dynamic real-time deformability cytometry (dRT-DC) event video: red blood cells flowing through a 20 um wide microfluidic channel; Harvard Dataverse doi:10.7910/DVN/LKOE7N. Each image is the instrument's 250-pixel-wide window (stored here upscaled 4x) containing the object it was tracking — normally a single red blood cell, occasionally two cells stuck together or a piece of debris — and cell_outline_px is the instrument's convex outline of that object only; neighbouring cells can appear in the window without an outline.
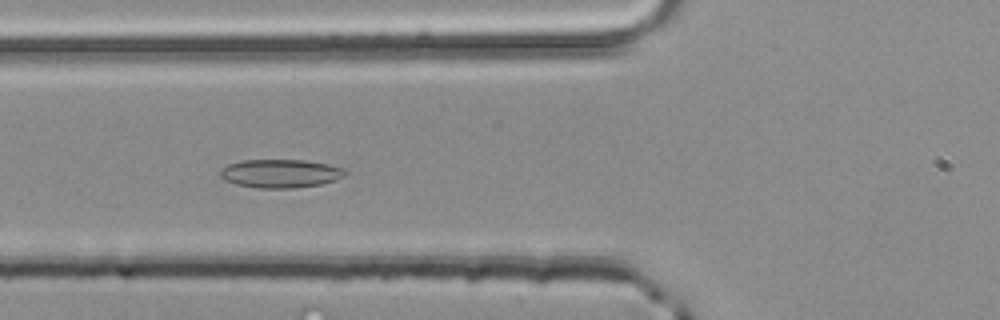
{"species": "common noctule bat (a hibernating species)", "species_latin": "Nyctalus noctula", "temperature_condition": "room temperature", "stored_images_in_passage": 50, "camera_frame_rate_fps": 3000, "um_per_image_px": 0.085, "animal": {"sex": "male", "body_mass_g": 20.4}, "frame": {"image": 1, "passage_image": 19, "time_ms": 6.0, "image_size_px": [1000, 320], "cell_outline_px": [[348, 172], [344, 176], [336, 180], [320, 184], [292, 188], [260, 188], [236, 184], [224, 180], [220, 176], [220, 168], [228, 164], [240, 160], [304, 160], [328, 164], [344, 168]], "centroid_in_image_um": [23.83, 14.74], "position_along_channel_um": 102.0, "area_um2": 20.81}}
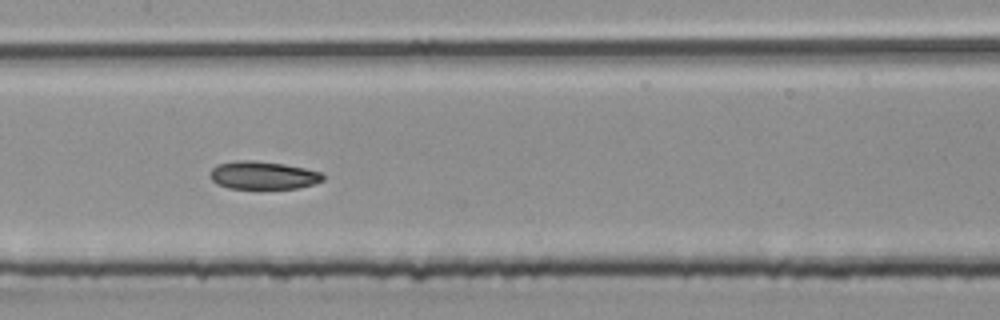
{"frame": {"image": 2, "passage_image": 25, "time_ms": 8.0, "image_size_px": [1000, 320], "cell_outline_px": [[324, 180], [312, 184], [296, 188], [228, 188], [212, 180], [208, 176], [212, 168], [220, 164], [236, 160], [256, 160], [284, 164], [304, 168], [320, 172], [324, 176]], "centroid_in_image_um": [22.34, 14.89], "position_along_channel_um": 185.1, "area_um2": 18.21}}
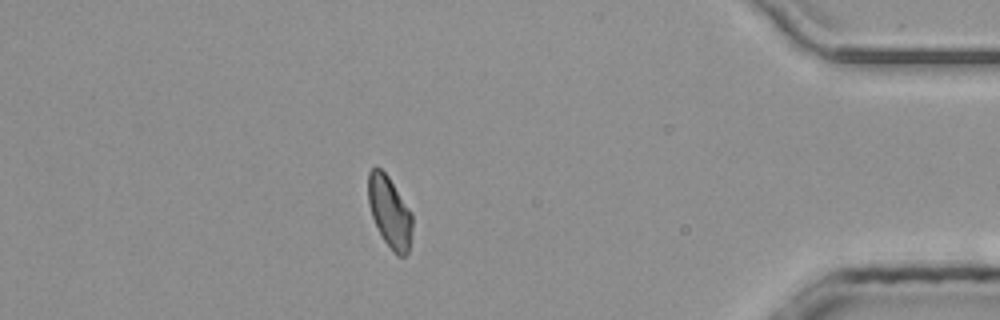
{"frame": {"image": 3, "passage_image": 44, "time_ms": 14.333, "image_size_px": [1000, 320], "cell_outline_px": [[412, 228], [408, 252], [404, 256], [396, 256], [392, 252], [384, 240], [372, 216], [368, 204], [368, 172], [376, 164], [388, 176], [412, 212]], "centroid_in_image_um": [33.11, 18.0], "position_along_channel_um": 402.1, "area_um2": 18.38}, "authors_computed_cell_mechanics": {"area_um2": 18.9295, "velocity_mm_per_s": 4.1215, "shape_relaxation_time_tau1_ms": null, "shape_relaxation_time_tau2_ms": 6.0164, "deformation_change_tau1": null, "deformation_change_tau2": 0.0868}}